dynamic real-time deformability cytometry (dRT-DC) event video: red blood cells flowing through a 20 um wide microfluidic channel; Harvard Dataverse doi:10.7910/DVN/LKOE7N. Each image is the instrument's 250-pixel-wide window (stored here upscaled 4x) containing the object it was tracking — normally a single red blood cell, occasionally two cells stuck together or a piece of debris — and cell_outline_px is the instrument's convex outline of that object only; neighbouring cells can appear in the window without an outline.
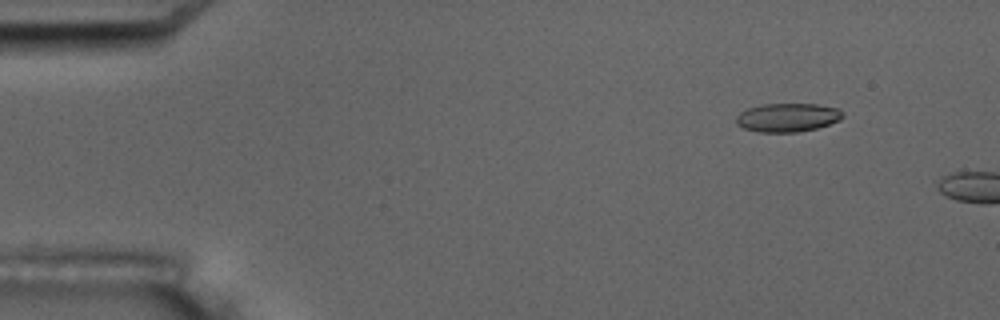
{"species": "common noctule bat (a hibernating species)", "species_latin": "Nyctalus noctula", "temperature_condition": "room temperature", "stored_images_in_passage": 3, "camera_frame_rate_fps": 3000, "um_per_image_px": 0.085, "animal": {"sex": "male", "body_mass_g": 17.5, "forearm_length_mm": 52.3}, "frame": {"image": 1, "passage_image": 2, "time_ms": 1.0, "image_size_px": [1000, 320], "cell_outline_px": [[844, 116], [840, 120], [816, 128], [800, 132], [760, 132], [744, 128], [736, 124], [736, 116], [740, 112], [748, 108], [760, 104], [816, 104], [836, 108]], "centroid_in_image_um": [66.9, 9.99], "position_along_channel_um": 18.1, "area_um2": 17.69}}